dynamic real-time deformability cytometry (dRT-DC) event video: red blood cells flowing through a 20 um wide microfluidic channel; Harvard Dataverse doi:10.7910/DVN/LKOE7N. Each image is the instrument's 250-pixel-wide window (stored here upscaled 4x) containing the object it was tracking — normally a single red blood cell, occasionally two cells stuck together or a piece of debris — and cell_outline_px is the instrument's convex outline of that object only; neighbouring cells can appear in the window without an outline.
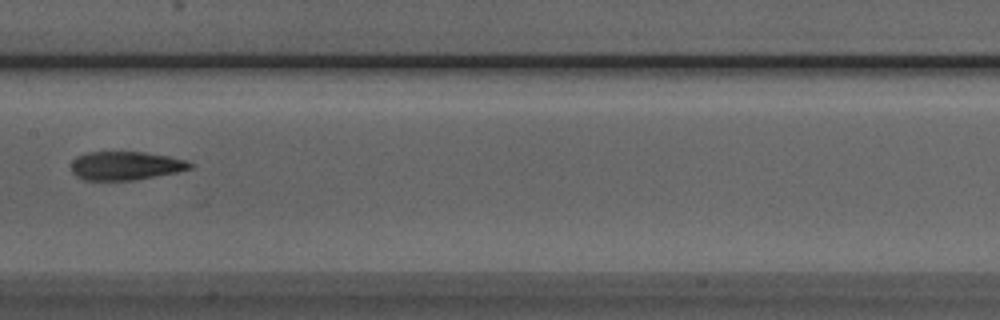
{"species": "Egyptian fruit bat (a non-hibernating species)", "species_latin": "Rousettus aegyptiacus", "temperature_condition": "room temperature", "stored_images_in_passage": 10, "camera_frame_rate_fps": 3000, "um_per_image_px": 0.085, "animal": {"sex": "male"}, "frame": {"image": 1, "passage_image": 9, "time_ms": 9.333, "image_size_px": [1000, 320], "cell_outline_px": [[196, 164], [192, 168], [176, 172], [136, 180], [84, 180], [76, 176], [72, 172], [72, 160], [76, 156], [88, 152], [144, 152], [168, 156], [184, 160]], "centroid_in_image_um": [10.67, 14.09], "position_along_channel_um": 196.7, "area_um2": 19.83}}
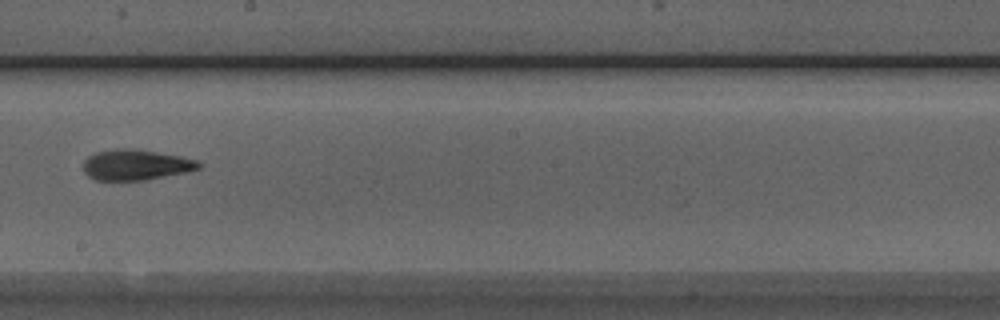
{"frame": {"image": 2, "passage_image": 10, "time_ms": 10.333, "image_size_px": [1000, 320], "cell_outline_px": [[204, 164], [200, 168], [188, 172], [144, 180], [96, 180], [88, 176], [84, 172], [84, 160], [88, 156], [96, 152], [116, 148], [132, 148], [180, 156], [196, 160]], "centroid_in_image_um": [11.56, 14.01], "position_along_channel_um": 236.6, "area_um2": 20.63}}